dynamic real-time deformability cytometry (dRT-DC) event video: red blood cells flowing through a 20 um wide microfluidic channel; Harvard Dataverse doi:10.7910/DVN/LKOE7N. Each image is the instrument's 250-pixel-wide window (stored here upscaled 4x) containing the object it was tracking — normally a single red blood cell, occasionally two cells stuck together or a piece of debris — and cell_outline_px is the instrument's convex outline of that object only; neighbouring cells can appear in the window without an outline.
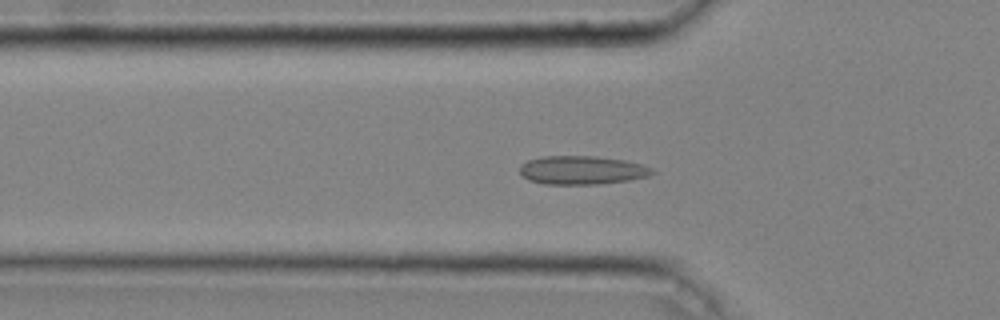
{"species": "common noctule bat (a hibernating species)", "species_latin": "Nyctalus noctula", "temperature_condition": "cold", "stored_images_in_passage": 31, "camera_frame_rate_fps": 3000, "um_per_image_px": 0.085, "animal": {"sex": "male", "body_mass_g": 20.4}, "frame": {"image": 1, "passage_image": 2, "time_ms": 0.333, "image_size_px": [1000, 320], "cell_outline_px": [[656, 172], [648, 176], [628, 180], [596, 184], [544, 184], [528, 180], [520, 172], [520, 164], [528, 160], [544, 156], [592, 156], [624, 160], [640, 164], [652, 168]], "centroid_in_image_um": [49.45, 14.46], "position_along_channel_um": 76.4, "area_um2": 21.91}}
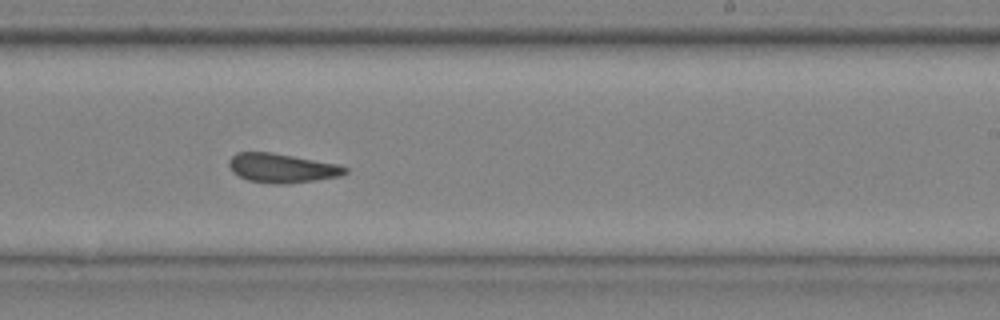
{"frame": {"image": 2, "passage_image": 16, "time_ms": 5.0, "image_size_px": [1000, 320], "cell_outline_px": [[348, 172], [340, 176], [288, 184], [276, 184], [248, 180], [240, 176], [228, 164], [228, 160], [236, 152], [272, 152], [340, 164], [348, 168]], "centroid_in_image_um": [24.01, 14.27], "position_along_channel_um": 265.0, "area_um2": 19.71}}
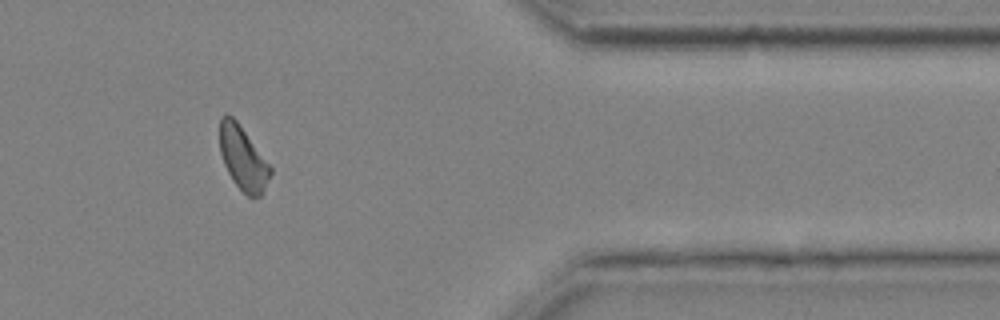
{"frame": {"image": 3, "passage_image": 27, "time_ms": 8.667, "image_size_px": [1000, 320], "cell_outline_px": [[272, 172], [264, 192], [260, 196], [248, 196], [232, 180], [224, 164], [220, 152], [220, 116], [224, 112], [232, 116], [236, 120], [272, 168]], "centroid_in_image_um": [20.64, 13.43], "position_along_channel_um": 390.8, "area_um2": 18.61}}